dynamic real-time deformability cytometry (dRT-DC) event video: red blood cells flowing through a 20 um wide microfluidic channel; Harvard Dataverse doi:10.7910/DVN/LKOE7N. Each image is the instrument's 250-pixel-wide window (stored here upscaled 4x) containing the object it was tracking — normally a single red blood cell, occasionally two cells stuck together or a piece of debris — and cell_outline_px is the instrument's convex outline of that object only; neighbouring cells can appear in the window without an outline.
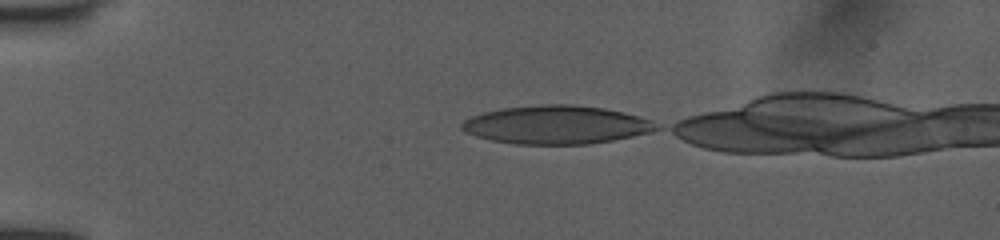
{"species": "human", "species_latin": "Homo sapiens", "temperature_condition": "room temperature", "stored_images_in_passage": 48, "camera_frame_rate_fps": 3000, "um_per_image_px": 0.085, "donor": {"sex": "female"}, "frame": {"image": 1, "passage_image": 1, "time_ms": 0.0, "image_size_px": [1000, 240], "cell_outline_px": [[660, 128], [648, 132], [632, 136], [612, 140], [588, 144], [516, 144], [492, 140], [476, 136], [464, 132], [460, 128], [460, 124], [464, 120], [472, 116], [484, 112], [504, 108], [540, 104], [572, 104], [604, 108], [636, 116], [648, 120]], "centroid_in_image_um": [47.2, 10.61], "position_along_channel_um": 37.8, "area_um2": 43.06}}
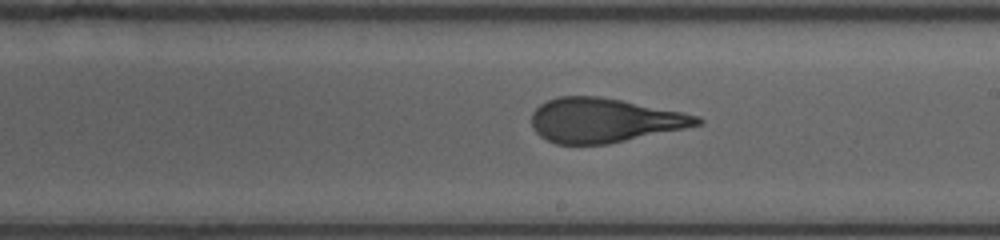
{"frame": {"image": 2, "passage_image": 26, "time_ms": 6.333, "image_size_px": [1000, 240], "cell_outline_px": [[704, 120], [700, 124], [684, 128], [608, 144], [556, 144], [540, 136], [532, 128], [532, 112], [540, 104], [556, 96], [596, 96], [620, 100], [680, 112], [696, 116]], "centroid_in_image_um": [51.28, 10.23], "position_along_channel_um": 237.7, "area_um2": 42.19}}
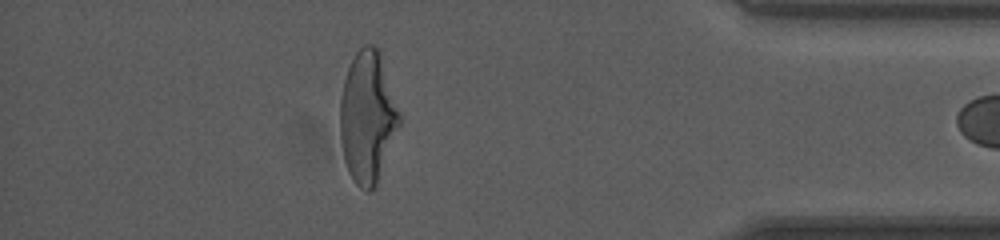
{"frame": {"image": 3, "passage_image": 46, "time_ms": 11.333, "image_size_px": [1000, 240], "cell_outline_px": [[400, 124], [376, 184], [368, 192], [360, 188], [352, 180], [348, 172], [344, 160], [340, 140], [340, 100], [344, 80], [348, 68], [356, 52], [364, 44], [376, 44], [380, 52], [400, 112]], "centroid_in_image_um": [31.23, 9.94], "position_along_channel_um": 404.0, "area_um2": 45.37}}